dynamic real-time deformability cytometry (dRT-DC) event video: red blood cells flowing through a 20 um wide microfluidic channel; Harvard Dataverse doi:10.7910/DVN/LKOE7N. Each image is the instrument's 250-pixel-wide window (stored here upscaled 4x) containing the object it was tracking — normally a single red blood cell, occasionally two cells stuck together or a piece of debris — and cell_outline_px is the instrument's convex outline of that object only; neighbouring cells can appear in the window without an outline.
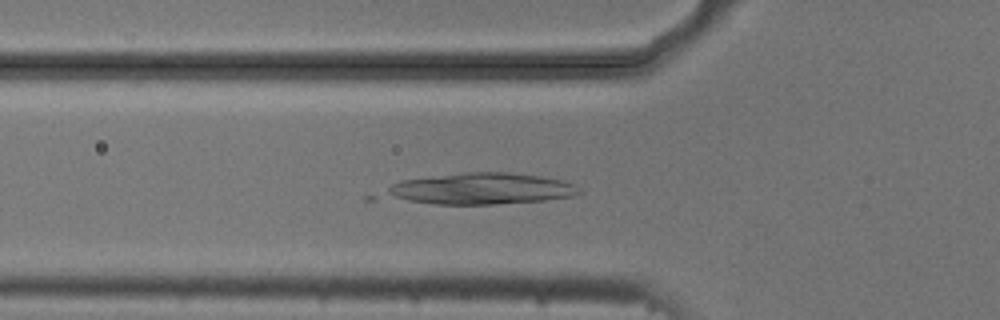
{"species": "common noctule bat (a hibernating species)", "species_latin": "Nyctalus noctula", "temperature_condition": "cold", "stored_images_in_passage": 21, "camera_frame_rate_fps": 3000, "um_per_image_px": 0.085, "animal": {"sex": "male", "body_mass_g": 20.5, "forearm_length_mm": 52.5}, "frame": {"image": 1, "passage_image": 2, "time_ms": 0.333, "image_size_px": [1000, 320], "cell_outline_px": [[584, 192], [572, 196], [544, 200], [496, 204], [436, 204], [408, 200], [396, 196], [388, 192], [388, 188], [392, 184], [400, 180], [464, 172], [508, 172], [540, 176], [564, 180], [576, 184]], "centroid_in_image_um": [41.04, 16.02], "position_along_channel_um": 84.8, "area_um2": 34.91}}
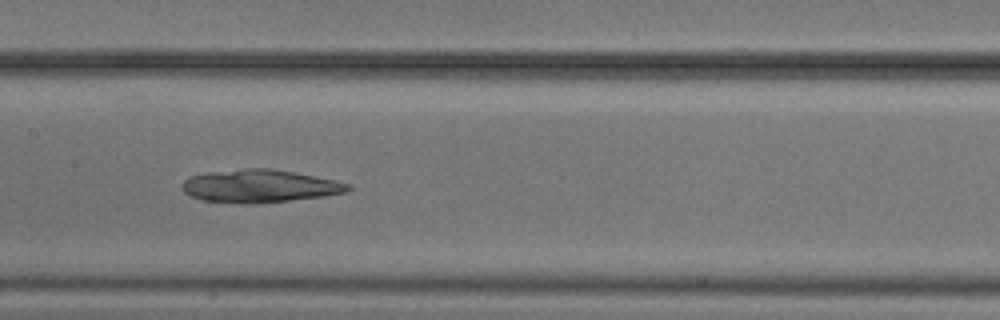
{"frame": {"image": 2, "passage_image": 10, "time_ms": 3.0, "image_size_px": [1000, 320], "cell_outline_px": [[352, 188], [344, 192], [324, 196], [288, 200], [204, 200], [192, 196], [184, 192], [180, 184], [188, 176], [208, 172], [248, 168], [272, 168], [336, 180], [352, 184]], "centroid_in_image_um": [22.1, 15.75], "position_along_channel_um": 185.3, "area_um2": 30.4}}
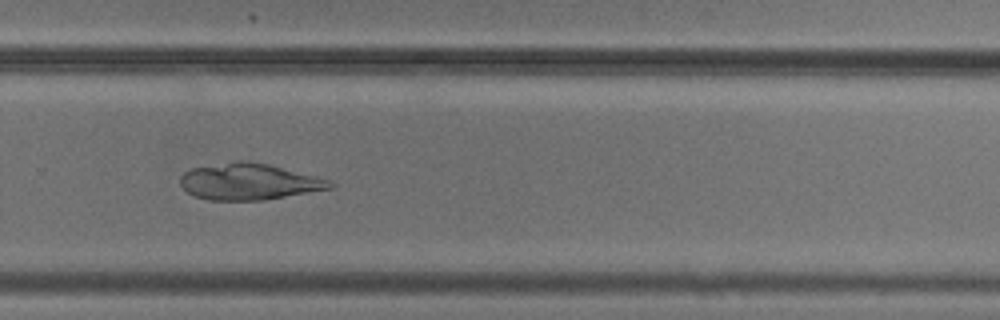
{"frame": {"image": 3, "passage_image": 20, "time_ms": 6.333, "image_size_px": [1000, 320], "cell_outline_px": [[336, 184], [332, 188], [264, 200], [212, 200], [196, 196], [188, 192], [180, 184], [180, 176], [184, 172], [192, 168], [236, 160], [248, 160], [268, 164], [332, 180]], "centroid_in_image_um": [21.18, 15.43], "position_along_channel_um": 308.6, "area_um2": 31.73}}